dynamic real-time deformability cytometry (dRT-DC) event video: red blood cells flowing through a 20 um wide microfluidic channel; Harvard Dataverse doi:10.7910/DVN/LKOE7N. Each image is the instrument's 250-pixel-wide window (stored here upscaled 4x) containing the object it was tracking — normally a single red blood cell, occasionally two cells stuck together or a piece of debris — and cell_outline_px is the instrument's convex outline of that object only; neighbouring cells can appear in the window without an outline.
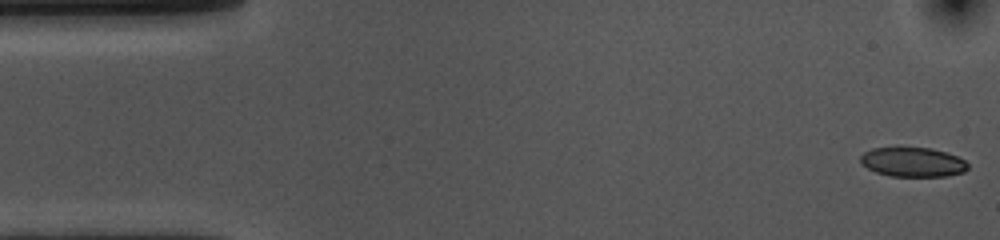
{"species": "common noctule bat (a hibernating species)", "species_latin": "Nyctalus noctula", "temperature_condition": "cold", "stored_images_in_passage": 54, "camera_frame_rate_fps": 3000, "um_per_image_px": 0.085, "animal": {"sex": "female", "body_mass_g": 10.0, "forearm_length_mm": 53.1}, "frame": {"image": 1, "passage_image": 1, "time_ms": 0.0, "image_size_px": [1000, 240], "cell_outline_px": [[968, 168], [964, 172], [948, 176], [888, 176], [876, 172], [868, 168], [860, 160], [860, 156], [864, 152], [872, 148], [932, 148], [948, 152], [964, 160], [968, 164]], "centroid_in_image_um": [77.61, 13.78], "position_along_channel_um": 7.4, "area_um2": 18.38}}
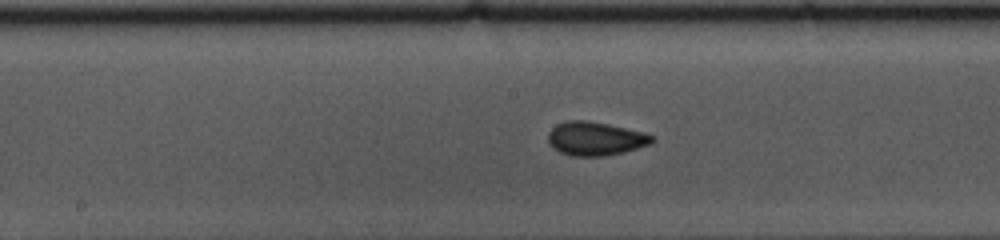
{"frame": {"image": 2, "passage_image": 26, "time_ms": 8.333, "image_size_px": [1000, 240], "cell_outline_px": [[656, 140], [652, 144], [624, 152], [604, 156], [572, 156], [560, 152], [552, 148], [548, 140], [548, 132], [556, 124], [568, 120], [588, 120], [608, 124], [644, 132], [656, 136]], "centroid_in_image_um": [50.63, 11.78], "position_along_channel_um": 197.6, "area_um2": 20.69}}
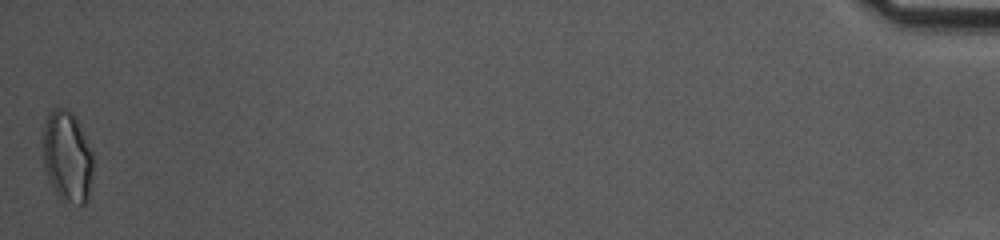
{"frame": {"image": 3, "passage_image": 54, "time_ms": 17.667, "image_size_px": [1000, 240], "cell_outline_px": [[92, 176], [88, 196], [84, 204], [64, 204], [60, 200], [52, 188], [44, 164], [44, 128], [48, 112], [56, 108], [64, 108], [72, 112], [92, 152]], "centroid_in_image_um": [5.71, 13.37], "position_along_channel_um": 429.5, "area_um2": 26.36}, "authors_computed_cell_mechanics": {"area_um2": 19.652, "velocity_mm_per_s": 3.5881, "shape_relaxation_time_tau1_ms": 4.1083, "shape_relaxation_time_tau2_ms": 1.0189, "deformation_change_tau1": 0.1077, "deformation_change_tau2": 0.0414}}